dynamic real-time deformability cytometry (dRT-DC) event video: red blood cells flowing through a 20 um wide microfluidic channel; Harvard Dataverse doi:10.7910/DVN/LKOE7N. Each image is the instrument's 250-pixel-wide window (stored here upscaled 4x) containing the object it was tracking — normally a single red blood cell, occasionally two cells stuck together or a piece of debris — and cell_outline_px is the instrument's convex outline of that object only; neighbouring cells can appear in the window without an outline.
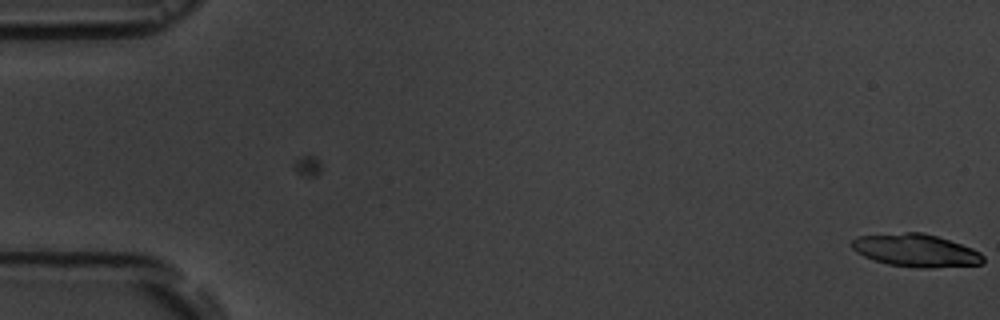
{"species": "common noctule bat (a hibernating species)", "species_latin": "Nyctalus noctula", "temperature_condition": "room temperature", "stored_images_in_passage": 2, "camera_frame_rate_fps": 3000, "um_per_image_px": 0.085, "animal": {"sex": "male", "body_mass_g": 19.5, "forearm_length_mm": 54.6}, "frame": {"image": 1, "passage_image": 2, "time_ms": 1.333, "image_size_px": [1000, 320], "cell_outline_px": [[984, 264], [932, 268], [920, 268], [888, 264], [864, 256], [856, 252], [848, 244], [856, 236], [904, 232], [924, 232], [972, 248], [980, 252], [984, 256]], "centroid_in_image_um": [77.84, 21.28], "position_along_channel_um": 7.2, "area_um2": 25.2}}